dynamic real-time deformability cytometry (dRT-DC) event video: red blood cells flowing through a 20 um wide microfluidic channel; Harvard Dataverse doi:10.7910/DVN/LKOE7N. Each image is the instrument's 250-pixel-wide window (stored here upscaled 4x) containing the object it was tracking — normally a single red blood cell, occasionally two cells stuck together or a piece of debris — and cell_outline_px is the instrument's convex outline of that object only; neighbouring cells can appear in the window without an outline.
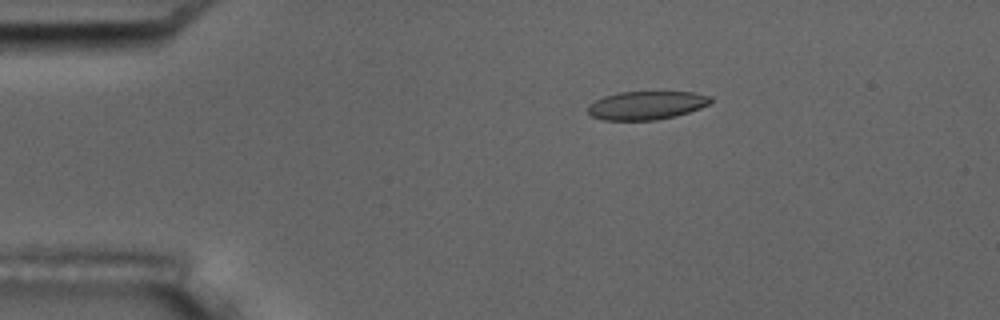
{"species": "common noctule bat (a hibernating species)", "species_latin": "Nyctalus noctula", "temperature_condition": "room temperature", "stored_images_in_passage": 4, "camera_frame_rate_fps": 3000, "um_per_image_px": 0.085, "animal": {"sex": "male", "body_mass_g": 17.5, "forearm_length_mm": 52.3}, "frame": {"image": 1, "passage_image": 3, "time_ms": 2.333, "image_size_px": [1000, 320], "cell_outline_px": [[712, 100], [708, 104], [700, 108], [676, 116], [656, 120], [604, 120], [592, 116], [588, 112], [588, 104], [604, 96], [620, 92], [692, 92], [712, 96]], "centroid_in_image_um": [54.95, 8.95], "position_along_channel_um": 30.1, "area_um2": 20.29}}